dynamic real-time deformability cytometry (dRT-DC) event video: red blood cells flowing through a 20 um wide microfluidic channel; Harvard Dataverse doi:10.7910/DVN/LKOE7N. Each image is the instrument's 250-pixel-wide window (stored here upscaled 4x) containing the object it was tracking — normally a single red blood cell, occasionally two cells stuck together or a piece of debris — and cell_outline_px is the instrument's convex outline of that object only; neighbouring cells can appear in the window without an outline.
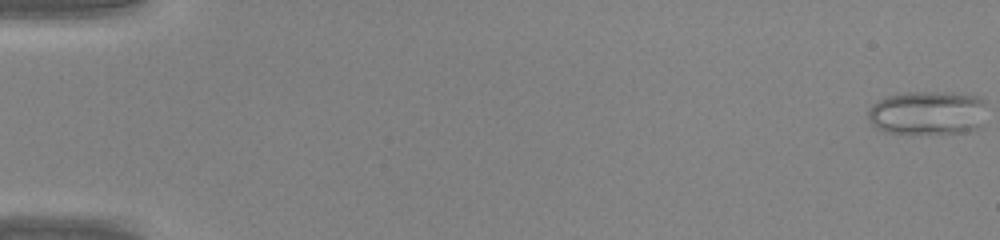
{"species": "common noctule bat (a hibernating species)", "species_latin": "Nyctalus noctula", "temperature_condition": "warm", "stored_images_in_passage": 16, "camera_frame_rate_fps": 3000, "um_per_image_px": 0.085, "animal": {"sex": "male", "body_mass_g": 20.0, "forearm_length_mm": 53.3}, "frame": {"image": 1, "passage_image": 1, "time_ms": 0.0, "image_size_px": [1000, 240], "cell_outline_px": [[984, 128], [968, 132], [884, 132], [876, 128], [868, 120], [868, 112], [872, 104], [884, 96], [904, 92], [952, 92], [976, 96], [984, 100]], "centroid_in_image_um": [78.86, 9.58], "position_along_channel_um": 6.1, "area_um2": 30.58}}
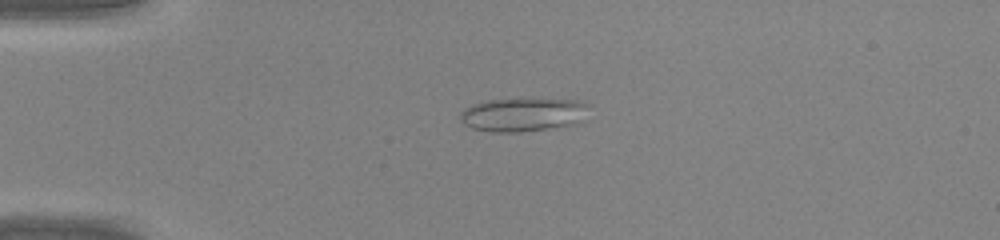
{"frame": {"image": 2, "passage_image": 12, "time_ms": 3.667, "image_size_px": [1000, 240], "cell_outline_px": [[588, 104], [580, 120], [576, 124], [520, 132], [488, 132], [472, 128], [464, 124], [460, 120], [460, 112], [464, 108], [472, 104], [488, 100], [532, 96], [584, 100]], "centroid_in_image_um": [44.44, 9.68], "position_along_channel_um": 40.6, "area_um2": 26.13}}